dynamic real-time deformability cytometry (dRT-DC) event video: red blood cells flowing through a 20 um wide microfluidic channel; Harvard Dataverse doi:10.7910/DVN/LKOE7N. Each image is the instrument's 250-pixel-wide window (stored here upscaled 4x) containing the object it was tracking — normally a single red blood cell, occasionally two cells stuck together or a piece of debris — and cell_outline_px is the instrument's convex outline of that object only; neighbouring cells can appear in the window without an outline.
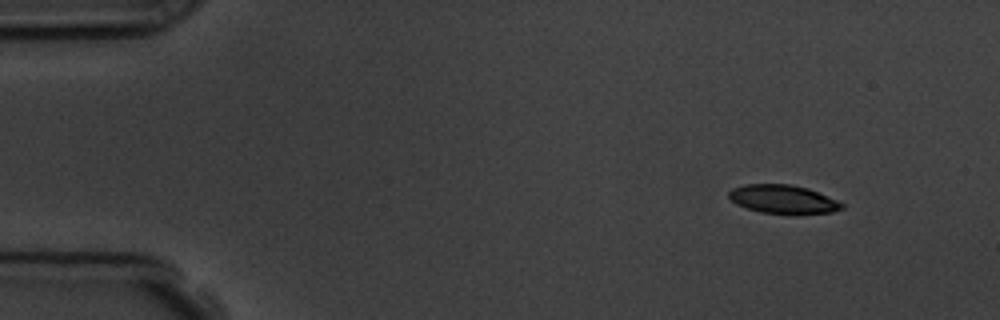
{"species": "common noctule bat (a hibernating species)", "species_latin": "Nyctalus noctula", "temperature_condition": "room temperature", "stored_images_in_passage": 5, "camera_frame_rate_fps": 3000, "um_per_image_px": 0.085, "animal": {"sex": "male", "body_mass_g": 19.5, "forearm_length_mm": 54.6}, "frame": {"image": 1, "passage_image": 1, "time_ms": 0.0, "image_size_px": [1000, 320], "cell_outline_px": [[844, 208], [832, 212], [792, 216], [760, 212], [736, 204], [728, 196], [728, 192], [732, 188], [744, 184], [788, 184], [808, 188], [836, 200], [844, 204]], "centroid_in_image_um": [66.57, 16.96], "position_along_channel_um": 18.4, "area_um2": 19.25}}
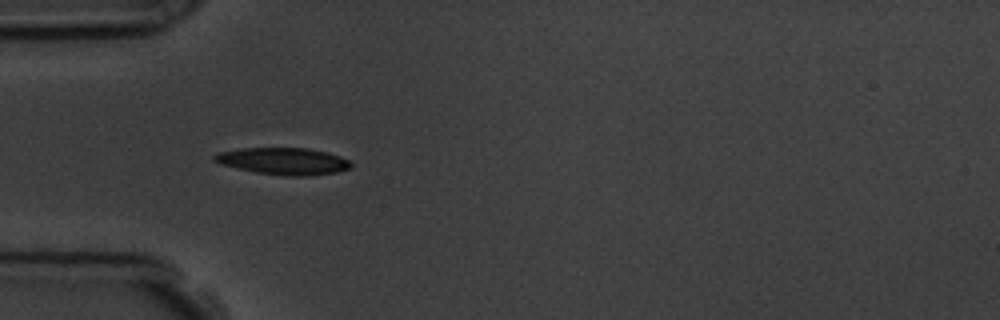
{"frame": {"image": 2, "passage_image": 4, "time_ms": 3.667, "image_size_px": [1000, 320], "cell_outline_px": [[352, 164], [348, 168], [336, 172], [304, 176], [288, 176], [256, 172], [220, 164], [212, 160], [212, 156], [216, 152], [240, 148], [308, 148], [328, 152], [340, 156], [348, 160]], "centroid_in_image_um": [24.04, 13.68], "position_along_channel_um": 61.0, "area_um2": 21.39}}